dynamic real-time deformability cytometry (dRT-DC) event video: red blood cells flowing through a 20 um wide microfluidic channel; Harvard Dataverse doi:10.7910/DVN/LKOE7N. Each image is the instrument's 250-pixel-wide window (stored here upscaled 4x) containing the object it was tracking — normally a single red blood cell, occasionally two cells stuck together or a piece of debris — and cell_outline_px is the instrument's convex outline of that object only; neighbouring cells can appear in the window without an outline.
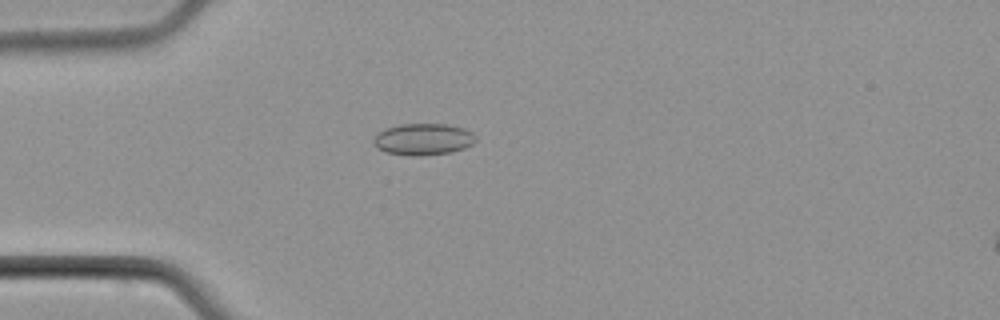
{"species": "common noctule bat (a hibernating species)", "species_latin": "Nyctalus noctula", "temperature_condition": "cold", "stored_images_in_passage": 5, "camera_frame_rate_fps": 3000, "um_per_image_px": 0.085, "animal": {"sex": "male", "body_mass_g": 21.5, "forearm_length_mm": 52.0}, "frame": {"image": 1, "passage_image": 5, "time_ms": 5.0, "image_size_px": [1000, 320], "cell_outline_px": [[476, 140], [472, 144], [464, 148], [452, 152], [420, 156], [412, 156], [388, 152], [376, 148], [372, 144], [372, 140], [376, 132], [400, 124], [448, 124], [464, 128], [472, 132], [476, 136]], "centroid_in_image_um": [35.96, 11.83], "position_along_channel_um": 49.0, "area_um2": 19.02}}